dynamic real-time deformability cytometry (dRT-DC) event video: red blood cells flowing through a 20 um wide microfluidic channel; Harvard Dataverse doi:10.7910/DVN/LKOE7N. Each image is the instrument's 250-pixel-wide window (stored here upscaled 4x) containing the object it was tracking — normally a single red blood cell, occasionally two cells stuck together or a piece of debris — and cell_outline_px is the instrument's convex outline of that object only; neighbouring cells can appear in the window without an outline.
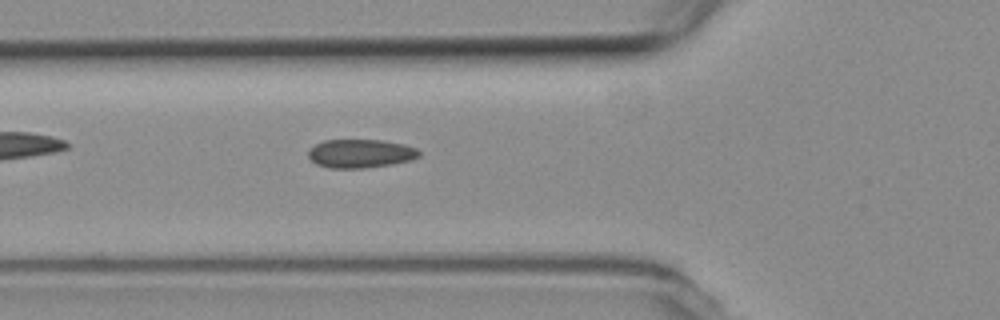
{"species": "common noctule bat (a hibernating species)", "species_latin": "Nyctalus noctula", "temperature_condition": "room temperature", "stored_images_in_passage": 44, "camera_frame_rate_fps": 3000, "um_per_image_px": 0.085, "animal": {"sex": "female", "body_mass_g": 19.3, "forearm_length_mm": 54.1}, "frame": {"image": 1, "passage_image": 18, "time_ms": 5.667, "image_size_px": [1000, 320], "cell_outline_px": [[420, 156], [412, 160], [392, 164], [364, 168], [328, 168], [316, 164], [308, 156], [308, 152], [316, 144], [324, 140], [384, 140], [404, 144], [416, 148], [420, 152]], "centroid_in_image_um": [30.67, 13.05], "position_along_channel_um": 95.1, "area_um2": 18.5}}
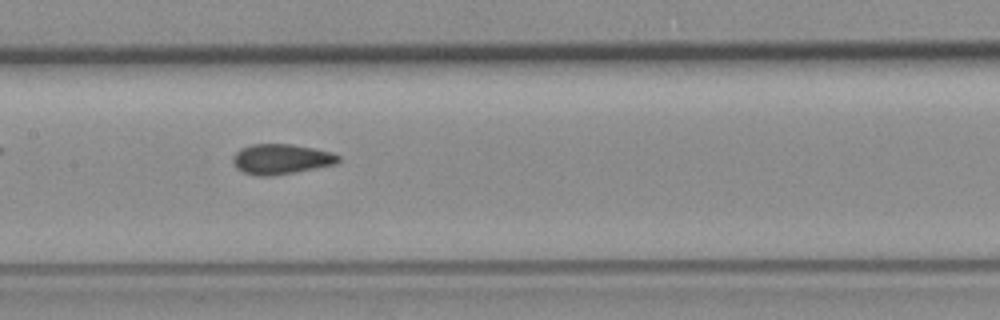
{"frame": {"image": 2, "passage_image": 25, "time_ms": 8.0, "image_size_px": [1000, 320], "cell_outline_px": [[340, 160], [336, 164], [292, 172], [268, 176], [256, 176], [244, 172], [236, 168], [232, 160], [232, 156], [240, 148], [252, 144], [292, 144], [332, 152], [340, 156]], "centroid_in_image_um": [23.87, 13.51], "position_along_channel_um": 183.5, "area_um2": 18.44}}
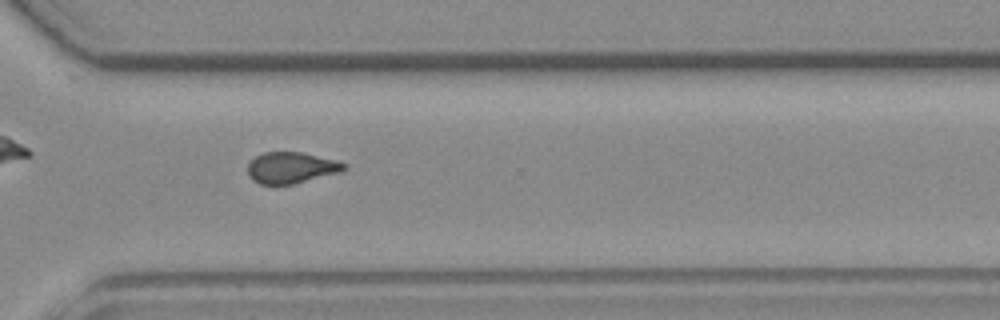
{"frame": {"image": 3, "passage_image": 38, "time_ms": 12.333, "image_size_px": [1000, 320], "cell_outline_px": [[348, 168], [340, 172], [292, 184], [260, 184], [252, 180], [248, 176], [248, 164], [256, 156], [264, 152], [300, 152], [336, 160], [348, 164]], "centroid_in_image_um": [24.76, 14.25], "position_along_channel_um": 345.8, "area_um2": 17.46}, "authors_computed_cell_mechanics": {"area_um2": 18.3515, "velocity_mm_per_s": 3.7552, "shape_relaxation_time_tau1_ms": null, "shape_relaxation_time_tau2_ms": 1.9079, "deformation_change_tau1": null, "deformation_change_tau2": 0.0618}}